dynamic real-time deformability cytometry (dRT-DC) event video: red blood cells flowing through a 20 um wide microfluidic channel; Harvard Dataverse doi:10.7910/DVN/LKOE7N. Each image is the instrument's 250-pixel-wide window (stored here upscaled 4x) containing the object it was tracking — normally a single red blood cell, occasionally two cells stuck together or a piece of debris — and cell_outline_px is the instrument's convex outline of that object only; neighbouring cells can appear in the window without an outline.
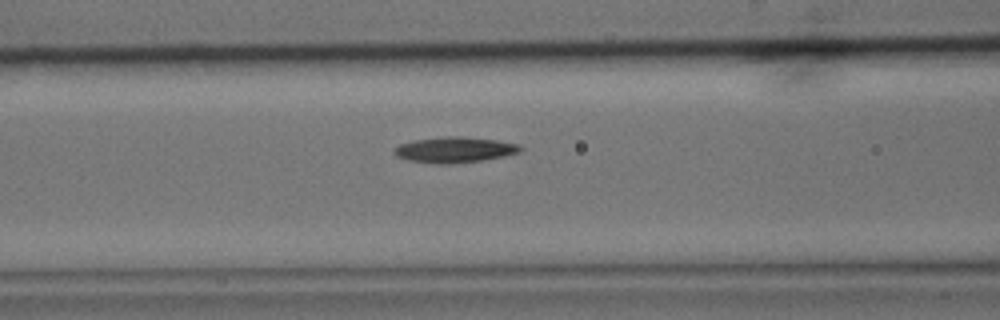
{"species": "common noctule bat (a hibernating species)", "species_latin": "Nyctalus noctula", "temperature_condition": "cold", "stored_images_in_passage": 35, "camera_frame_rate_fps": 3000, "um_per_image_px": 0.085, "animal": {"sex": "male", "body_mass_g": 15.6}, "frame": {"image": 1, "passage_image": 10, "time_ms": 3.0, "image_size_px": [1000, 320], "cell_outline_px": [[524, 148], [520, 152], [504, 156], [484, 160], [448, 164], [436, 164], [408, 160], [396, 156], [392, 152], [392, 148], [400, 144], [416, 140], [448, 136], [460, 136], [496, 140], [520, 144]], "centroid_in_image_um": [38.64, 12.73], "position_along_channel_um": 128.0, "area_um2": 18.96}}
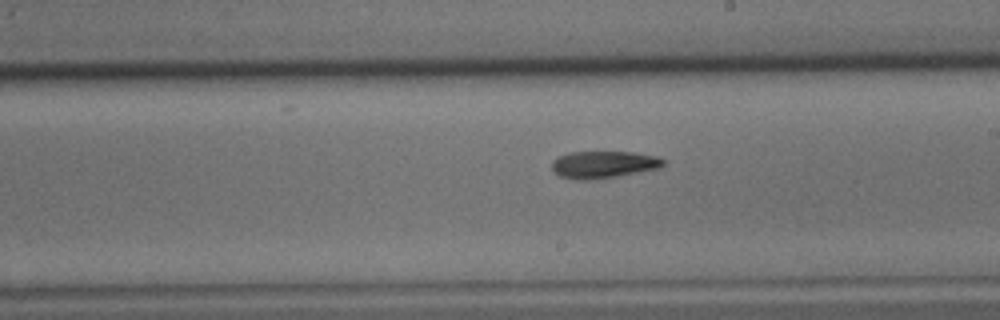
{"frame": {"image": 2, "passage_image": 19, "time_ms": 6.0, "image_size_px": [1000, 320], "cell_outline_px": [[664, 164], [660, 168], [616, 176], [588, 180], [576, 180], [560, 176], [552, 172], [552, 160], [568, 152], [632, 152], [656, 156], [664, 160]], "centroid_in_image_um": [51.26, 13.99], "position_along_channel_um": 237.7, "area_um2": 17.57}}
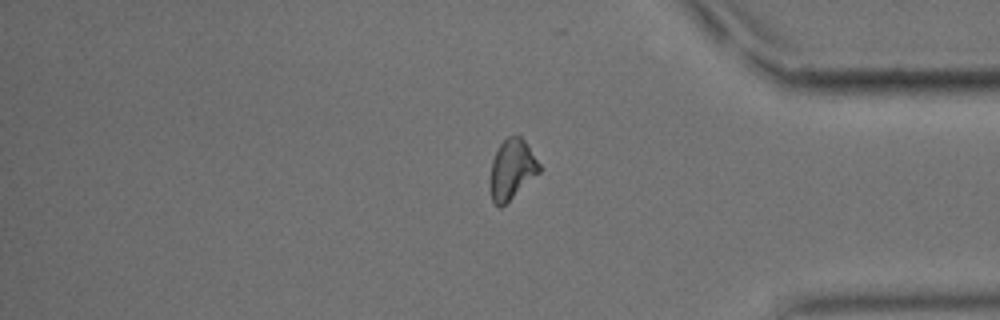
{"frame": {"image": 3, "passage_image": 33, "time_ms": 10.667, "image_size_px": [1000, 320], "cell_outline_px": [[540, 172], [500, 208], [492, 200], [488, 184], [492, 160], [500, 144], [508, 136], [520, 136], [528, 144], [540, 164]], "centroid_in_image_um": [43.49, 14.39], "position_along_channel_um": 391.7, "area_um2": 17.17}, "authors_computed_cell_mechanics": {"area_um2": 17.629, "velocity_mm_per_s": 3.6545, "shape_relaxation_time_tau1_ms": 4.1516, "shape_relaxation_time_tau2_ms": null, "deformation_change_tau1": 0.1466, "deformation_change_tau2": null}}